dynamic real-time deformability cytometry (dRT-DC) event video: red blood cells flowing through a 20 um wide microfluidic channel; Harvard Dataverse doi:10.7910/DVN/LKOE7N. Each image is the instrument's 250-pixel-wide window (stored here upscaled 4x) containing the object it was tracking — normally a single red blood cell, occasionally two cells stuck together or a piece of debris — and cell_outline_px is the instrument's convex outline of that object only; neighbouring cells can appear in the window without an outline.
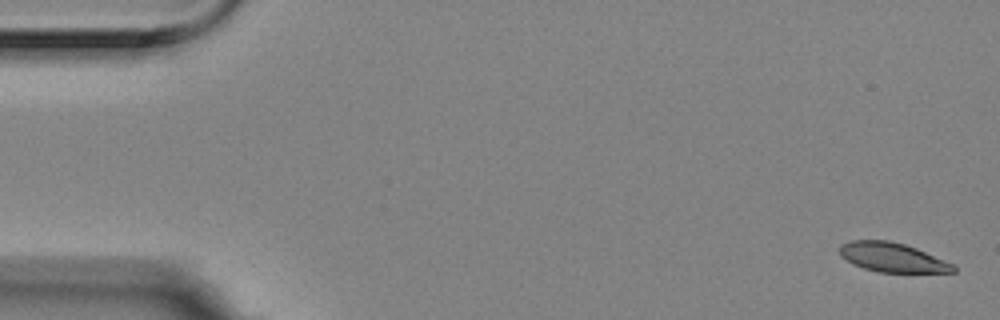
{"species": "Egyptian fruit bat (a non-hibernating species)", "species_latin": "Rousettus aegyptiacus", "temperature_condition": "room temperature", "stored_images_in_passage": 6, "segment_of_instrument_passage": [1, 2], "camera_frame_rate_fps": 3000, "um_per_image_px": 0.085, "animal": {"sex": "female"}, "frame": {"image": 1, "passage_image": 1, "time_ms": 0.0, "image_size_px": [1000, 320], "cell_outline_px": [[956, 272], [880, 272], [864, 268], [852, 264], [840, 256], [840, 244], [852, 240], [888, 240], [904, 244], [916, 248], [956, 264]], "centroid_in_image_um": [75.87, 21.87], "position_along_channel_um": 9.1, "area_um2": 19.48}}
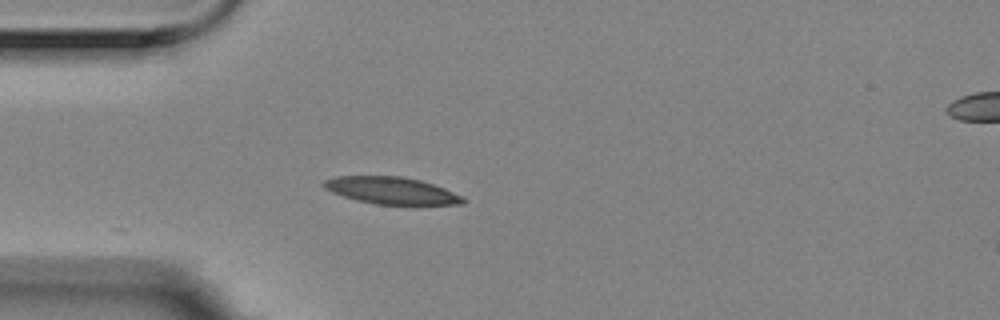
{"frame": {"image": 2, "passage_image": 5, "time_ms": 1.333, "image_size_px": [1000, 320], "cell_outline_px": [[468, 200], [464, 204], [376, 204], [356, 200], [332, 192], [324, 188], [320, 184], [324, 180], [336, 176], [404, 176], [420, 180], [444, 188], [464, 196]], "centroid_in_image_um": [33.28, 16.19], "position_along_channel_um": 51.7, "area_um2": 21.96}}